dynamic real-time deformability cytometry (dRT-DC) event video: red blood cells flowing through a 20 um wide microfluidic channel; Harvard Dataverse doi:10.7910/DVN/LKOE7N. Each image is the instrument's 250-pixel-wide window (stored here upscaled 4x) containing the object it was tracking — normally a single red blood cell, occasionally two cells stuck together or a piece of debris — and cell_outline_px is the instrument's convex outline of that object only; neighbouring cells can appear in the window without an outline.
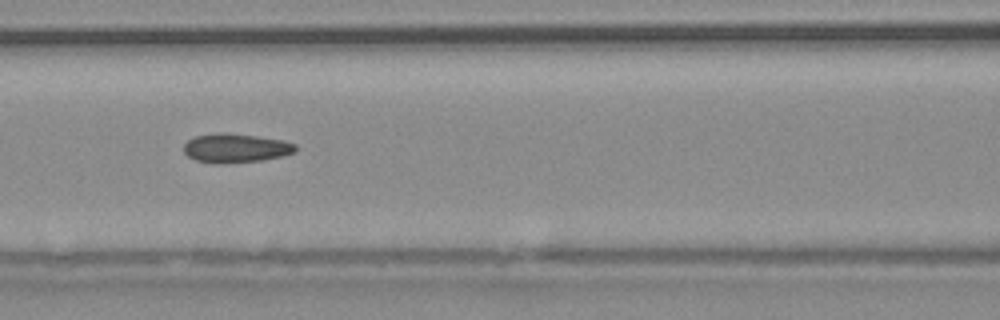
{"species": "common noctule bat (a hibernating species)", "species_latin": "Nyctalus noctula", "temperature_condition": "warm", "stored_images_in_passage": 15, "camera_frame_rate_fps": 3000, "um_per_image_px": 0.085, "animal": {"sex": "male", "body_mass_g": 20.4}, "frame": {"image": 1, "passage_image": 9, "time_ms": 2.667, "image_size_px": [1000, 320], "cell_outline_px": [[296, 152], [264, 160], [220, 164], [216, 164], [196, 160], [188, 156], [184, 152], [184, 144], [188, 140], [196, 136], [220, 132], [228, 132], [284, 140], [296, 144]], "centroid_in_image_um": [20.04, 12.58], "position_along_channel_um": 146.6, "area_um2": 19.02}}